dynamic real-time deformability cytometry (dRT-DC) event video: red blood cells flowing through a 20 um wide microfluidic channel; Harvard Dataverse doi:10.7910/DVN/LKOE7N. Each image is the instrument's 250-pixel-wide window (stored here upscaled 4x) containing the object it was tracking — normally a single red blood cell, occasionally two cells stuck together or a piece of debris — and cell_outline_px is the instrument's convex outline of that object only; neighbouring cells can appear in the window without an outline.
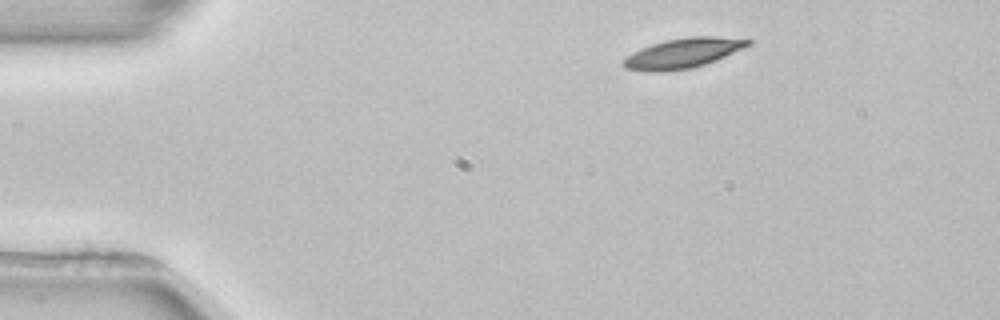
{"species": "common noctule bat (a hibernating species)", "species_latin": "Nyctalus noctula", "temperature_condition": "room temperature", "stored_images_in_passage": 4, "camera_frame_rate_fps": 3000, "um_per_image_px": 0.085, "animal": {"sex": "female", "body_mass_g": 22.7, "forearm_length_mm": 54.2}, "frame": {"image": 1, "passage_image": 1, "time_ms": 0.0, "image_size_px": [1000, 320], "cell_outline_px": [[752, 44], [744, 48], [716, 60], [692, 68], [660, 72], [648, 72], [624, 68], [620, 64], [620, 60], [624, 56], [640, 48], [664, 40], [688, 36], [712, 36], [752, 40]], "centroid_in_image_um": [57.97, 4.52], "position_along_channel_um": 27.0, "area_um2": 22.02}}
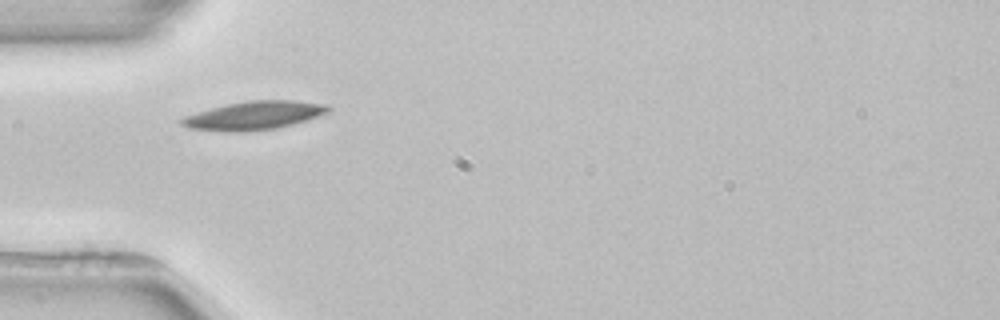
{"frame": {"image": 2, "passage_image": 3, "time_ms": 2.667, "image_size_px": [1000, 320], "cell_outline_px": [[332, 108], [328, 112], [292, 124], [276, 128], [244, 132], [228, 132], [188, 128], [180, 124], [180, 120], [184, 116], [212, 108], [228, 104], [248, 100], [296, 100], [324, 104]], "centroid_in_image_um": [21.57, 9.82], "position_along_channel_um": 63.4, "area_um2": 24.1}}